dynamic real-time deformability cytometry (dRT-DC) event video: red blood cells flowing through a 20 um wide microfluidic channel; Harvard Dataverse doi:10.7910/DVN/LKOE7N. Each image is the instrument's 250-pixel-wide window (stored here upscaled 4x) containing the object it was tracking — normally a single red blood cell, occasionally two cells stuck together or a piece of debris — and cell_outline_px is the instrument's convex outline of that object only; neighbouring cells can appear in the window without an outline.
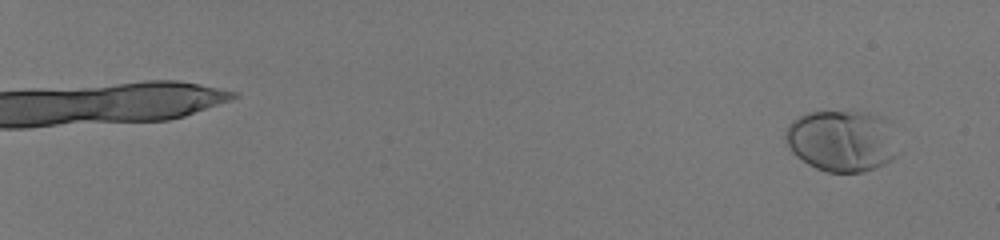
{"species": "human", "species_latin": "Homo sapiens", "temperature_condition": "room temperature", "stored_images_in_passage": 58, "camera_frame_rate_fps": 3000, "um_per_image_px": 0.085, "donor": {"sex": "male"}, "frame": {"image": 1, "passage_image": 4, "time_ms": 1.0, "image_size_px": [1000, 240], "cell_outline_px": [[900, 152], [892, 160], [876, 168], [864, 172], [828, 172], [816, 168], [808, 164], [796, 156], [788, 148], [784, 136], [784, 132], [788, 124], [792, 120], [808, 112], [868, 112], [884, 116], [888, 120]], "centroid_in_image_um": [71.58, 11.97], "position_along_channel_um": 13.4, "area_um2": 40.98}}
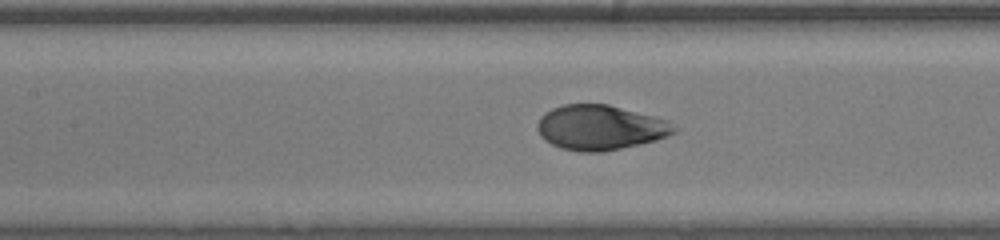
{"frame": {"image": 2, "passage_image": 34, "time_ms": 11.0, "image_size_px": [1000, 240], "cell_outline_px": [[676, 132], [668, 136], [656, 140], [604, 152], [580, 152], [560, 148], [544, 140], [540, 136], [536, 128], [536, 124], [540, 116], [544, 112], [552, 108], [564, 104], [608, 104], [668, 120], [676, 128]], "centroid_in_image_um": [50.98, 10.84], "position_along_channel_um": 156.4, "area_um2": 35.95}}
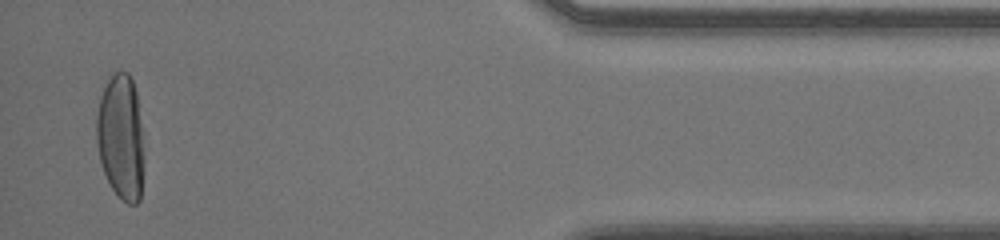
{"frame": {"image": 3, "passage_image": 57, "time_ms": 18.667, "image_size_px": [1000, 240], "cell_outline_px": [[144, 156], [140, 200], [136, 204], [128, 204], [116, 196], [104, 172], [100, 160], [96, 140], [96, 116], [100, 96], [108, 76], [112, 72], [128, 72], [132, 80], [136, 92]], "centroid_in_image_um": [10.25, 11.66], "position_along_channel_um": 424.9, "area_um2": 34.85}, "authors_computed_cell_mechanics": {"area_um2": 36.2984, "velocity_mm_per_s": 4.0399, "shape_relaxation_time_tau1_ms": 3.2627, "shape_relaxation_time_tau2_ms": null, "deformation_change_tau1": 0.1905, "deformation_change_tau2": null}}